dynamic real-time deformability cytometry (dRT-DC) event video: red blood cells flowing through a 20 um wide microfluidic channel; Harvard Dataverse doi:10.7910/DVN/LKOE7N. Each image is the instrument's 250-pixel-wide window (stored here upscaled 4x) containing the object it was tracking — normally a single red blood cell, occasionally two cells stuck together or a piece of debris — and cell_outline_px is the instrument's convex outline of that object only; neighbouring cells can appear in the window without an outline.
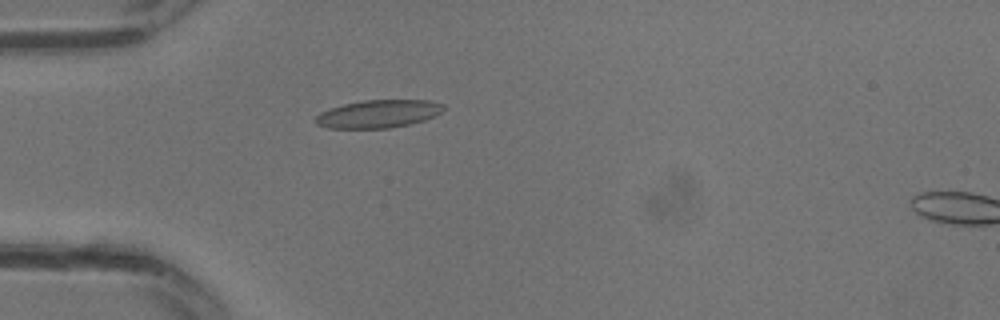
{"species": "common noctule bat (a hibernating species)", "species_latin": "Nyctalus noctula", "temperature_condition": "warm", "stored_images_in_passage": 20, "camera_frame_rate_fps": 3000, "um_per_image_px": 0.085, "animal": {"sex": "male", "body_mass_g": 13.3}, "frame": {"image": 1, "passage_image": 10, "time_ms": 3.0, "image_size_px": [1000, 320], "cell_outline_px": [[444, 108], [436, 116], [424, 120], [408, 124], [388, 128], [328, 128], [316, 124], [312, 120], [320, 112], [344, 104], [364, 100], [428, 100], [444, 104]], "centroid_in_image_um": [32.14, 9.68], "position_along_channel_um": 52.9, "area_um2": 20.75}}
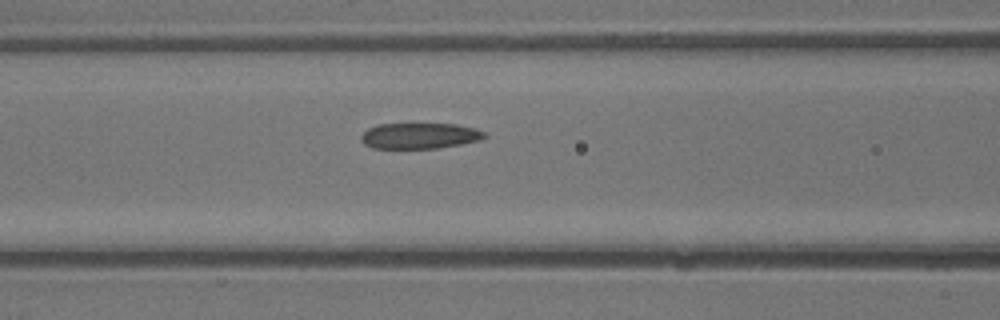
{"frame": {"image": 2, "passage_image": 14, "time_ms": 4.333, "image_size_px": [1000, 320], "cell_outline_px": [[488, 136], [480, 140], [460, 144], [436, 148], [372, 148], [364, 144], [360, 140], [360, 136], [368, 128], [376, 124], [456, 124], [476, 128], [484, 132]], "centroid_in_image_um": [35.65, 11.54], "position_along_channel_um": 130.9, "area_um2": 18.61}}
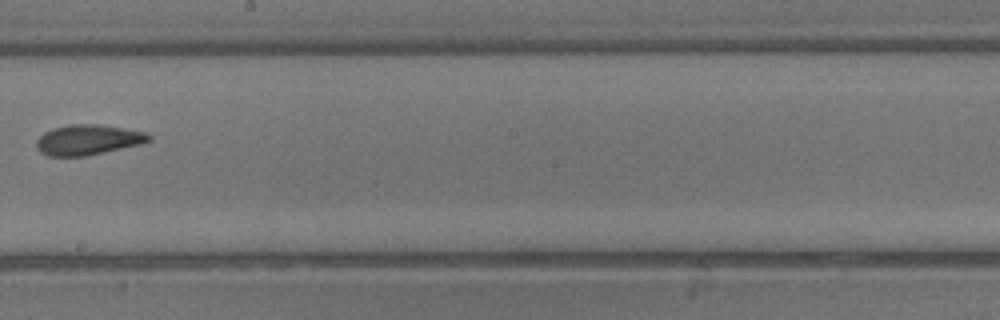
{"frame": {"image": 3, "passage_image": 19, "time_ms": 6.0, "image_size_px": [1000, 320], "cell_outline_px": [[152, 140], [140, 144], [88, 156], [48, 156], [40, 152], [36, 148], [36, 140], [44, 132], [52, 128], [68, 124], [96, 124], [124, 128], [144, 132], [152, 136]], "centroid_in_image_um": [7.46, 11.88], "position_along_channel_um": 240.7, "area_um2": 19.94}}